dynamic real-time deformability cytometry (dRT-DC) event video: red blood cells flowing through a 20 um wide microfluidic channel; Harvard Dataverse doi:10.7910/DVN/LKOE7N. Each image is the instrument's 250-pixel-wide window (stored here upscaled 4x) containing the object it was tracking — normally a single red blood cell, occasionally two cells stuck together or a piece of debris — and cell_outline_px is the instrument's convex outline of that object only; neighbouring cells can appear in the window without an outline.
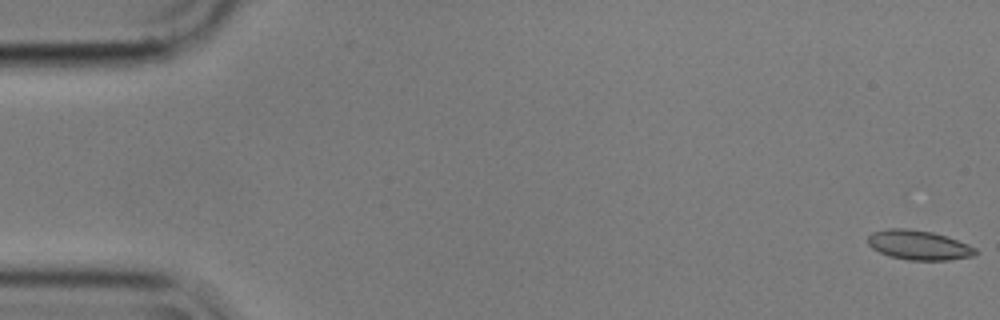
{"species": "common noctule bat (a hibernating species)", "species_latin": "Nyctalus noctula", "temperature_condition": "cold", "stored_images_in_passage": 33, "camera_frame_rate_fps": 3000, "um_per_image_px": 0.085, "animal": {"sex": "male", "body_mass_g": 17.9}, "frame": {"image": 1, "passage_image": 1, "time_ms": 0.0, "image_size_px": [1000, 320], "cell_outline_px": [[976, 252], [972, 256], [948, 260], [908, 260], [892, 256], [880, 252], [872, 248], [868, 244], [868, 236], [872, 232], [888, 228], [908, 228], [932, 232], [968, 244], [976, 248]], "centroid_in_image_um": [78.06, 20.82], "position_along_channel_um": 6.9, "area_um2": 18.32}}
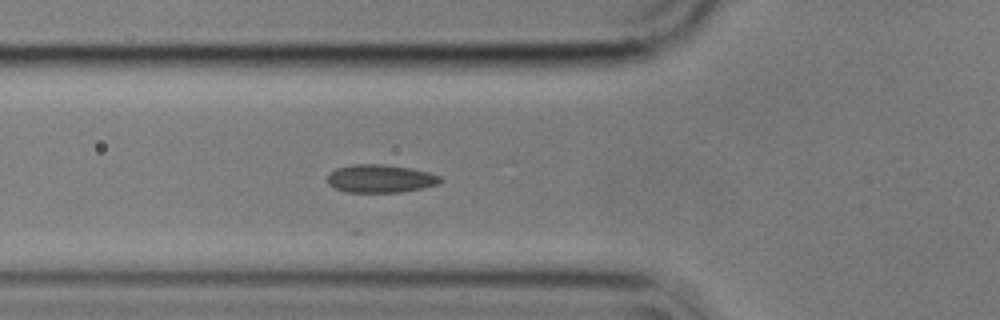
{"frame": {"image": 2, "passage_image": 20, "time_ms": 6.333, "image_size_px": [1000, 320], "cell_outline_px": [[444, 180], [440, 184], [424, 188], [400, 192], [348, 192], [336, 188], [328, 184], [328, 172], [336, 168], [352, 164], [380, 164], [412, 168], [428, 172], [440, 176]], "centroid_in_image_um": [32.36, 15.18], "position_along_channel_um": 93.4, "area_um2": 18.61}}
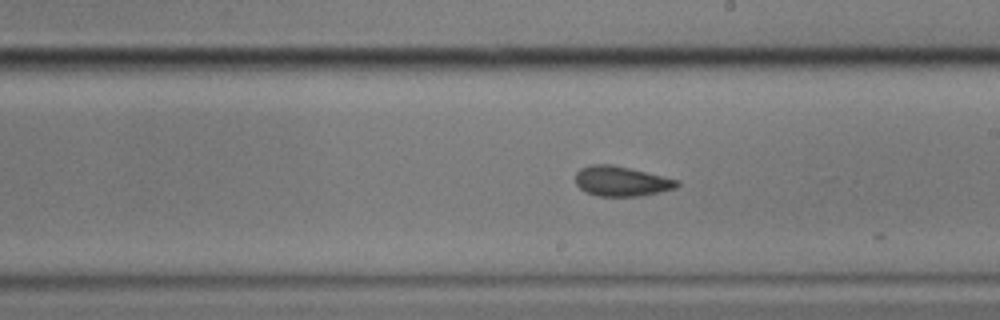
{"frame": {"image": 3, "passage_image": 32, "time_ms": 10.333, "image_size_px": [1000, 320], "cell_outline_px": [[680, 184], [676, 188], [660, 192], [640, 196], [596, 196], [584, 192], [576, 184], [576, 172], [580, 168], [588, 164], [612, 164], [680, 180]], "centroid_in_image_um": [52.8, 15.4], "position_along_channel_um": 236.2, "area_um2": 17.92}}